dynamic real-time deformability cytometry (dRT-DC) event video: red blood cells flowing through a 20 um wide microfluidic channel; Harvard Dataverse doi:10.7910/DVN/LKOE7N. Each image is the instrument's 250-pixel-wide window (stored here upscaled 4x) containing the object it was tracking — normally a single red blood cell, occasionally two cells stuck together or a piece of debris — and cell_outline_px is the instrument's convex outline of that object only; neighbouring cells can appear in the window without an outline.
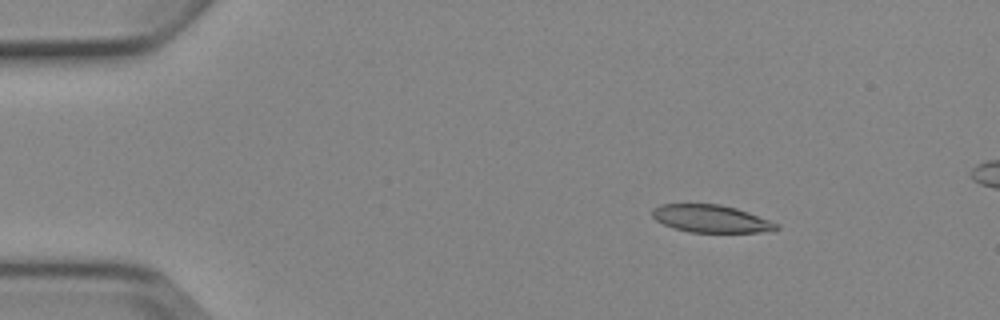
{"species": "Egyptian fruit bat (a non-hibernating species)", "species_latin": "Rousettus aegyptiacus", "temperature_condition": "cold", "stored_images_in_passage": 5, "camera_frame_rate_fps": 3000, "um_per_image_px": 0.085, "animal": {"sex": "female"}, "frame": {"image": 1, "passage_image": 2, "time_ms": 1.333, "image_size_px": [1000, 320], "cell_outline_px": [[780, 228], [760, 232], [688, 232], [672, 228], [656, 220], [652, 216], [652, 208], [660, 204], [720, 204], [736, 208], [748, 212], [780, 224]], "centroid_in_image_um": [60.41, 18.59], "position_along_channel_um": 24.6, "area_um2": 19.94}}